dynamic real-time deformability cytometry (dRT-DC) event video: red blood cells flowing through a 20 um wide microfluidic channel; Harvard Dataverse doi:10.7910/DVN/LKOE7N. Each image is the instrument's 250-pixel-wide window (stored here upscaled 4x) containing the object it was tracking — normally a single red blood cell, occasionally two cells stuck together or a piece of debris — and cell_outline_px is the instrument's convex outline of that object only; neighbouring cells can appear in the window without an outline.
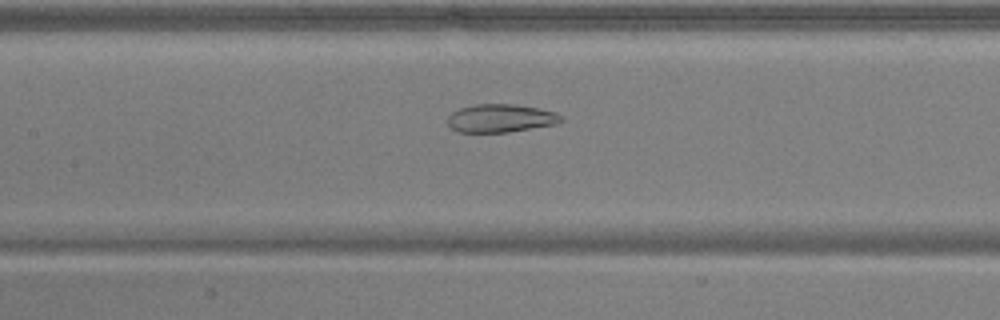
{"species": "common noctule bat (a hibernating species)", "species_latin": "Nyctalus noctula", "temperature_condition": "warm", "stored_images_in_passage": 38, "camera_frame_rate_fps": 3000, "um_per_image_px": 0.085, "animal": {"sex": "male", "body_mass_g": 17.9, "forearm_length_mm": 54.2}, "frame": {"image": 1, "passage_image": 11, "time_ms": 3.333, "image_size_px": [1000, 320], "cell_outline_px": [[564, 120], [556, 124], [508, 132], [460, 132], [452, 128], [448, 124], [448, 116], [452, 112], [460, 108], [476, 104], [516, 104], [556, 112], [564, 116]], "centroid_in_image_um": [42.58, 10.05], "position_along_channel_um": 164.8, "area_um2": 18.61}}
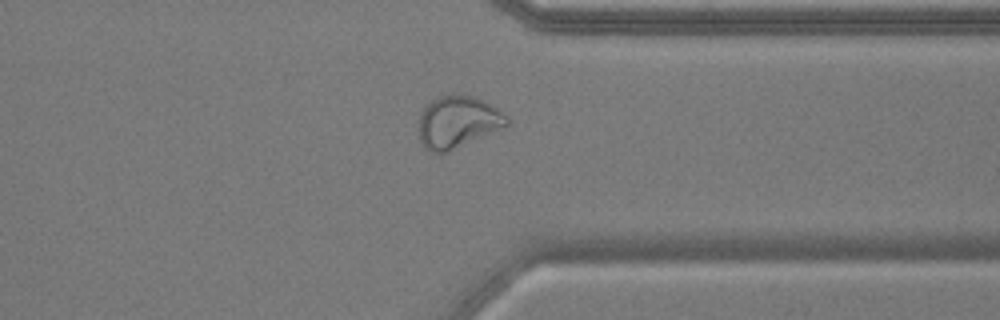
{"frame": {"image": 2, "passage_image": 27, "time_ms": 8.667, "image_size_px": [1000, 320], "cell_outline_px": [[508, 124], [504, 128], [448, 152], [432, 152], [424, 148], [420, 140], [420, 112], [436, 96], [472, 96], [484, 100], [508, 116]], "centroid_in_image_um": [38.93, 10.39], "position_along_channel_um": 372.5, "area_um2": 26.47}}
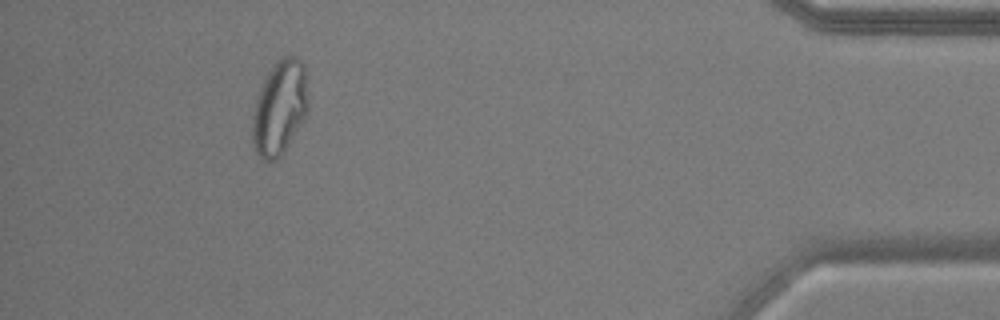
{"frame": {"image": 3, "passage_image": 34, "time_ms": 11.0, "image_size_px": [1000, 320], "cell_outline_px": [[308, 112], [288, 144], [280, 156], [276, 160], [264, 160], [256, 152], [252, 140], [252, 116], [256, 100], [260, 88], [268, 72], [284, 56], [296, 56], [304, 64], [308, 100]], "centroid_in_image_um": [23.77, 9.16], "position_along_channel_um": 411.4, "area_um2": 30.29}, "authors_computed_cell_mechanics": {"area_um2": 23.4379, "velocity_mm_per_s": 3.9273, "shape_relaxation_time_tau1_ms": null, "shape_relaxation_time_tau2_ms": 1.3976, "deformation_change_tau1": null, "deformation_change_tau2": 0.0579}}